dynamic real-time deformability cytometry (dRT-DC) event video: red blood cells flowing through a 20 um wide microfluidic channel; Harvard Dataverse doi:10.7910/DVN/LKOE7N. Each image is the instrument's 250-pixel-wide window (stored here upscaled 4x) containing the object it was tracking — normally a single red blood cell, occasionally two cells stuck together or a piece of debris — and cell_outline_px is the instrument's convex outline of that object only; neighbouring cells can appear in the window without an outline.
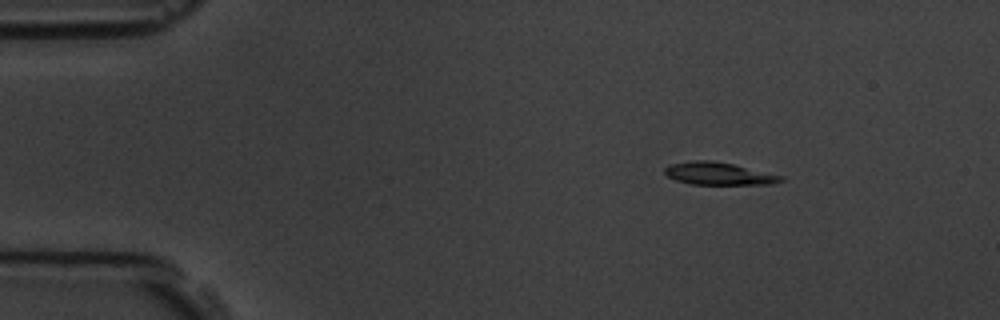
{"species": "common noctule bat (a hibernating species)", "species_latin": "Nyctalus noctula", "temperature_condition": "room temperature", "stored_images_in_passage": 10, "camera_frame_rate_fps": 3000, "um_per_image_px": 0.085, "animal": {"sex": "male", "body_mass_g": 19.5, "forearm_length_mm": 54.6}, "frame": {"image": 1, "passage_image": 3, "time_ms": 2.333, "image_size_px": [1000, 320], "cell_outline_px": [[784, 180], [772, 184], [688, 184], [676, 180], [668, 176], [664, 172], [664, 168], [668, 164], [692, 160], [708, 160], [732, 164], [784, 176]], "centroid_in_image_um": [61.05, 14.76], "position_along_channel_um": 23.9, "area_um2": 15.2}}
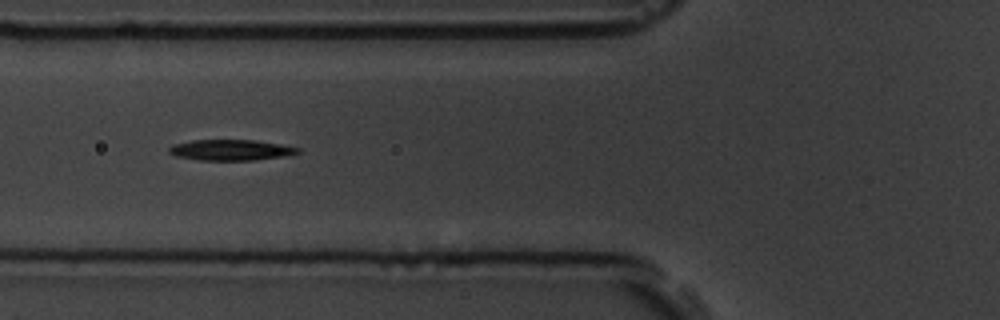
{"frame": {"image": 2, "passage_image": 7, "time_ms": 6.667, "image_size_px": [1000, 320], "cell_outline_px": [[300, 152], [284, 156], [252, 160], [200, 160], [176, 156], [168, 152], [168, 148], [172, 144], [192, 140], [256, 140], [280, 144], [300, 148]], "centroid_in_image_um": [19.59, 12.74], "position_along_channel_um": 106.2, "area_um2": 15.55}}
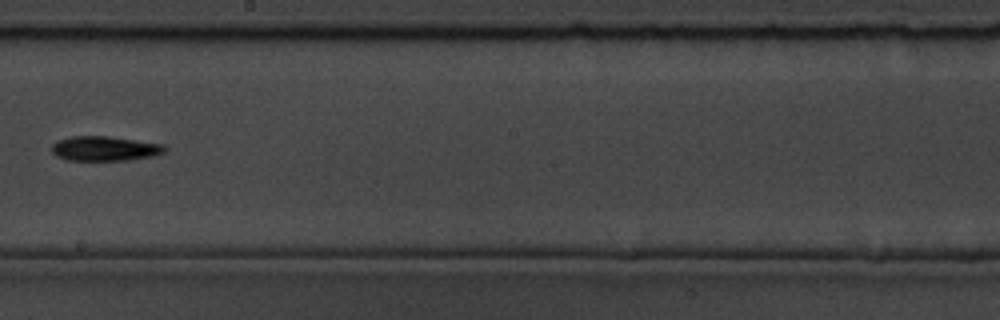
{"frame": {"image": 3, "passage_image": 10, "time_ms": 10.333, "image_size_px": [1000, 320], "cell_outline_px": [[168, 148], [164, 152], [152, 156], [128, 160], [64, 160], [56, 156], [52, 152], [52, 144], [56, 140], [72, 136], [108, 136], [164, 144]], "centroid_in_image_um": [8.88, 12.62], "position_along_channel_um": 239.3, "area_um2": 16.36}}